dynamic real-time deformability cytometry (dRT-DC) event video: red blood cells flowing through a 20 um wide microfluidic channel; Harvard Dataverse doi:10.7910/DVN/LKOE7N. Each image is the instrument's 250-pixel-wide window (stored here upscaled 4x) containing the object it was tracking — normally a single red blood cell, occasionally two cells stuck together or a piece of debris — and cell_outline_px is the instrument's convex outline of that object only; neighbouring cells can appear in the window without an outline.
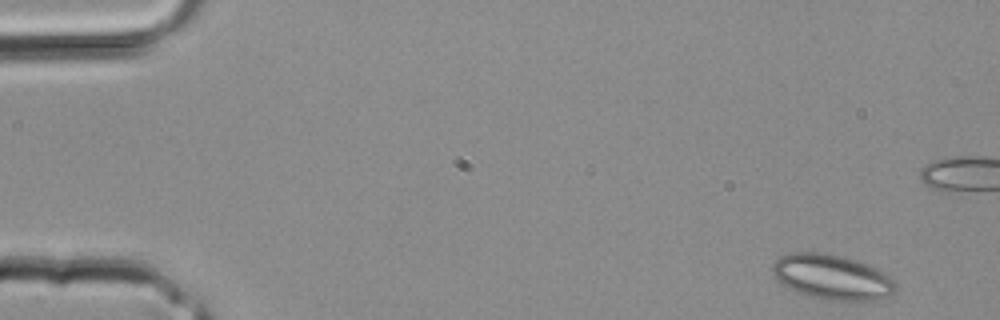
{"species": "common noctule bat (a hibernating species)", "species_latin": "Nyctalus noctula", "temperature_condition": "room temperature", "stored_images_in_passage": 4, "camera_frame_rate_fps": 3000, "um_per_image_px": 0.085, "animal": {"sex": "male", "body_mass_g": 20.4}, "frame": {"image": 1, "passage_image": 1, "time_ms": 0.0, "image_size_px": [1000, 320], "cell_outline_px": [[896, 288], [888, 296], [872, 300], [832, 300], [808, 296], [796, 292], [776, 280], [772, 272], [772, 264], [780, 256], [792, 252], [824, 252], [856, 260], [876, 268], [884, 272], [896, 284]], "centroid_in_image_um": [70.68, 23.54], "position_along_channel_um": 14.3, "area_um2": 32.14}}
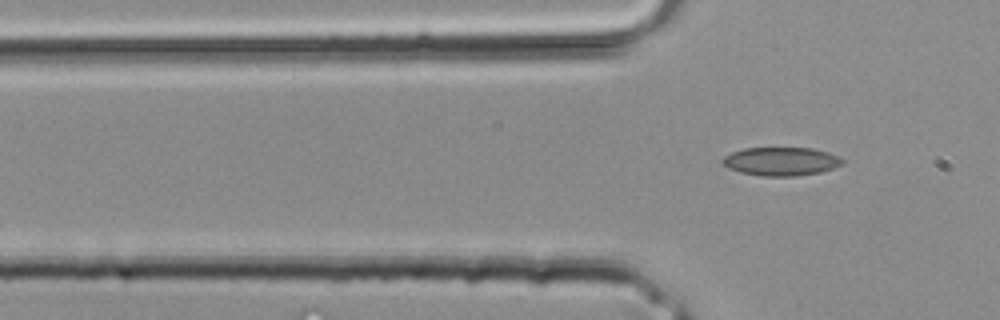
{"frame": {"image": 2, "passage_image": 4, "time_ms": 1.0, "image_size_px": [1000, 320], "cell_outline_px": [[844, 164], [820, 172], [796, 176], [764, 176], [740, 172], [728, 168], [720, 160], [724, 156], [732, 152], [744, 148], [812, 148], [828, 152], [840, 156], [844, 160]], "centroid_in_image_um": [66.41, 13.71], "position_along_channel_um": 59.4, "area_um2": 19.94}}